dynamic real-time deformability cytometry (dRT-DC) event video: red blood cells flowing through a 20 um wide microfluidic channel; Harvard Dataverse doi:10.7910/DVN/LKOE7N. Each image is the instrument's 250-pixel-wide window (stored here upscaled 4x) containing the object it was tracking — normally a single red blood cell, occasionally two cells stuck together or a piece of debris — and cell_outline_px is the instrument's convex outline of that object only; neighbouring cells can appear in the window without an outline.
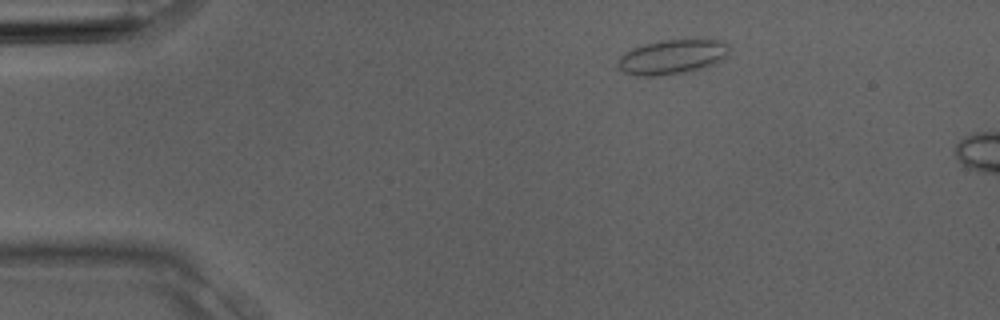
{"species": "Egyptian fruit bat (a non-hibernating species)", "species_latin": "Rousettus aegyptiacus", "temperature_condition": "room temperature", "stored_images_in_passage": 2, "camera_frame_rate_fps": 3000, "um_per_image_px": 0.085, "animal": {"sex": "male"}, "frame": {"image": 1, "passage_image": 1, "time_ms": 0.0, "image_size_px": [1000, 320], "cell_outline_px": [[728, 56], [716, 64], [692, 72], [656, 76], [636, 76], [624, 72], [616, 64], [620, 56], [624, 52], [632, 48], [644, 44], [660, 40], [724, 40], [728, 44]], "centroid_in_image_um": [57.15, 4.85], "position_along_channel_um": 27.9, "area_um2": 22.83}}